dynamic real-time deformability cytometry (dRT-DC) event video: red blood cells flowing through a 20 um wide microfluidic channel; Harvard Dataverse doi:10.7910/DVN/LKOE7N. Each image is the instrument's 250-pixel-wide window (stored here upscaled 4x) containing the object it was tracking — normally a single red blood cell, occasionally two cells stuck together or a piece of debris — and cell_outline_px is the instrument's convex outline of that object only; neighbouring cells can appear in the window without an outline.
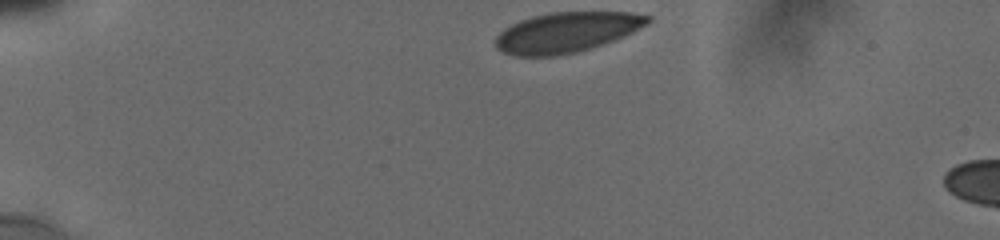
{"species": "human", "species_latin": "Homo sapiens", "temperature_condition": "cold", "stored_images_in_passage": 14, "camera_frame_rate_fps": 3000, "um_per_image_px": 0.085, "donor": {"sex": "male"}, "frame": {"image": 1, "passage_image": 1, "time_ms": 0.0, "image_size_px": [1000, 240], "cell_outline_px": [[652, 20], [632, 32], [624, 36], [588, 48], [572, 52], [552, 56], [516, 56], [504, 52], [496, 48], [496, 36], [504, 28], [520, 20], [532, 16], [548, 12], [628, 12], [652, 16]], "centroid_in_image_um": [48.13, 2.73], "position_along_channel_um": 36.9, "area_um2": 35.2}}